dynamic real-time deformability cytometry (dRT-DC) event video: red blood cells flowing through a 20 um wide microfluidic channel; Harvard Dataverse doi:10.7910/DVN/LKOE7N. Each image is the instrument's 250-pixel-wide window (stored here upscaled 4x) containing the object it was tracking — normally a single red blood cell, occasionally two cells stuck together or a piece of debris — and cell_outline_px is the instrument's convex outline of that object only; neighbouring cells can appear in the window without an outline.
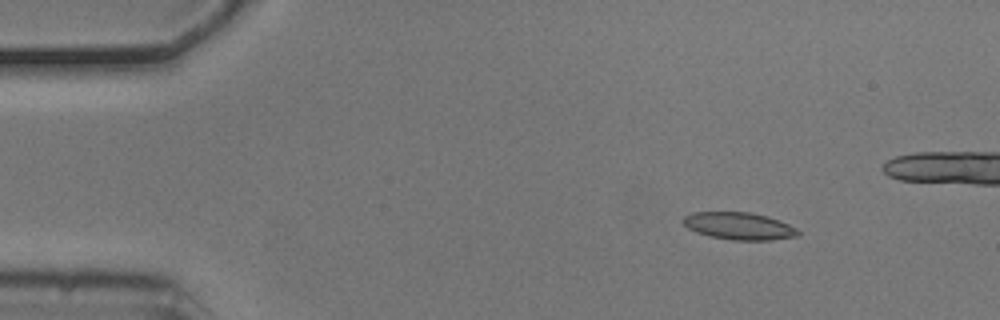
{"species": "common noctule bat (a hibernating species)", "species_latin": "Nyctalus noctula", "temperature_condition": "cold", "stored_images_in_passage": 47, "camera_frame_rate_fps": 3000, "um_per_image_px": 0.085, "animal": {"sex": "male", "body_mass_g": 20.5, "forearm_length_mm": 52.5}, "frame": {"image": 1, "passage_image": 6, "time_ms": 1.667, "image_size_px": [1000, 320], "cell_outline_px": [[800, 236], [772, 240], [732, 240], [708, 236], [696, 232], [688, 228], [680, 220], [684, 216], [692, 212], [748, 212], [768, 216], [780, 220], [796, 228], [800, 232]], "centroid_in_image_um": [62.82, 19.21], "position_along_channel_um": 22.2, "area_um2": 18.5}}
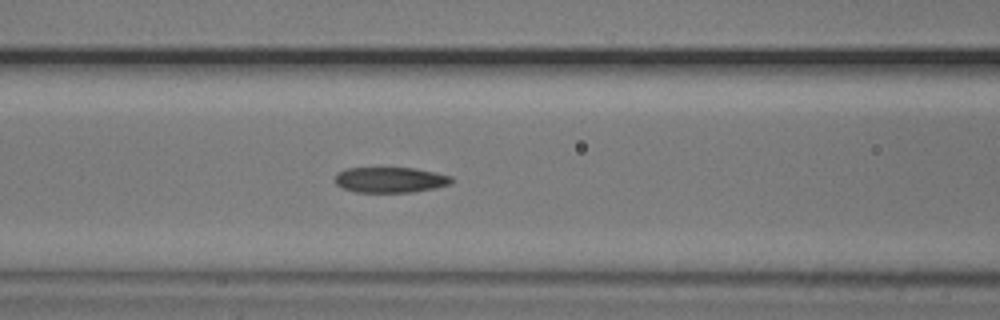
{"frame": {"image": 2, "passage_image": 21, "time_ms": 6.667, "image_size_px": [1000, 320], "cell_outline_px": [[452, 184], [436, 188], [408, 192], [356, 192], [344, 188], [336, 184], [336, 172], [344, 168], [416, 168], [436, 172], [452, 176]], "centroid_in_image_um": [33.19, 15.28], "position_along_channel_um": 133.4, "area_um2": 17.4}}
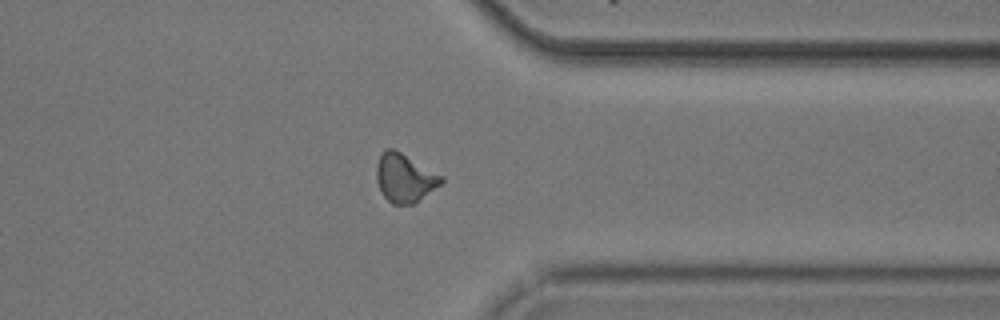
{"frame": {"image": 3, "passage_image": 41, "time_ms": 13.333, "image_size_px": [1000, 320], "cell_outline_px": [[444, 180], [440, 184], [412, 204], [392, 204], [384, 196], [376, 180], [376, 164], [380, 152], [384, 148], [392, 148], [400, 152], [444, 176]], "centroid_in_image_um": [34.36, 15.09], "position_along_channel_um": 377.0, "area_um2": 18.15}}